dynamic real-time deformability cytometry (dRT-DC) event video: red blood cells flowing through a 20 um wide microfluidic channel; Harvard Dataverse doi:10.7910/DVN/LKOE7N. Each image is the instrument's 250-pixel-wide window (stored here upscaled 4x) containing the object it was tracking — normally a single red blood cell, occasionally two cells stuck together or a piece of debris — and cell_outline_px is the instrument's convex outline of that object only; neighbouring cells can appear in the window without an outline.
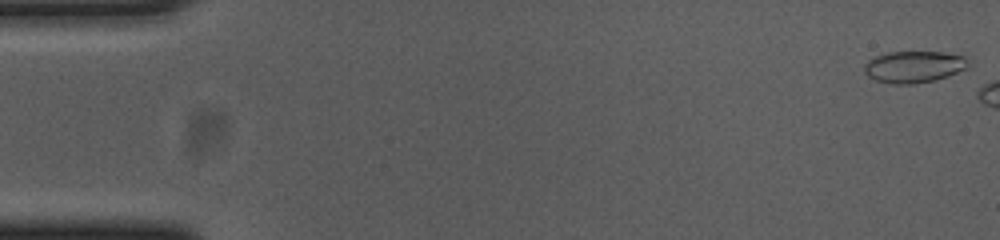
{"species": "common noctule bat (a hibernating species)", "species_latin": "Nyctalus noctula", "temperature_condition": "cold", "stored_images_in_passage": 45, "camera_frame_rate_fps": 3000, "um_per_image_px": 0.085, "animal": {"sex": "female", "body_mass_g": 23.0, "forearm_length_mm": 53.4}, "frame": {"image": 1, "passage_image": 1, "time_ms": 0.0, "image_size_px": [1000, 240], "cell_outline_px": [[968, 68], [948, 76], [936, 80], [912, 84], [892, 84], [876, 80], [868, 76], [864, 72], [864, 64], [868, 60], [876, 56], [888, 52], [944, 52], [964, 56]], "centroid_in_image_um": [77.66, 5.68], "position_along_channel_um": 7.3, "area_um2": 19.19}}
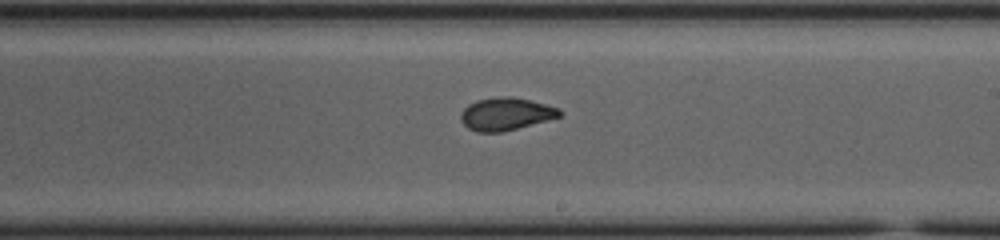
{"frame": {"image": 2, "passage_image": 32, "time_ms": 10.333, "image_size_px": [1000, 240], "cell_outline_px": [[564, 112], [560, 116], [516, 128], [500, 132], [476, 132], [468, 128], [460, 120], [460, 112], [468, 104], [476, 100], [504, 96], [512, 96], [532, 100], [560, 108]], "centroid_in_image_um": [42.98, 9.67], "position_along_channel_um": 246.0, "area_um2": 18.79}}
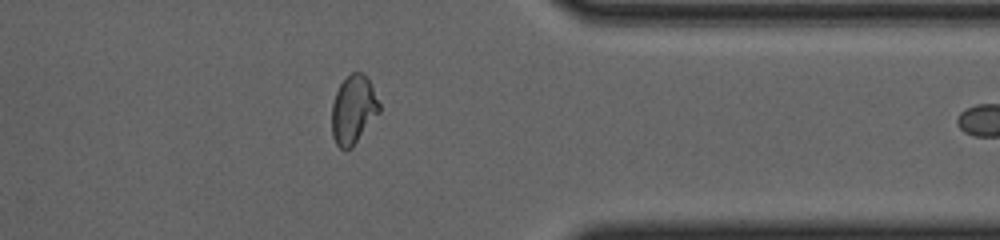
{"frame": {"image": 3, "passage_image": 44, "time_ms": 14.333, "image_size_px": [1000, 240], "cell_outline_px": [[380, 112], [352, 148], [340, 148], [336, 144], [332, 136], [332, 104], [336, 92], [340, 84], [352, 72], [360, 72], [368, 76], [380, 104]], "centroid_in_image_um": [30.05, 9.32], "position_along_channel_um": 381.4, "area_um2": 19.02}}